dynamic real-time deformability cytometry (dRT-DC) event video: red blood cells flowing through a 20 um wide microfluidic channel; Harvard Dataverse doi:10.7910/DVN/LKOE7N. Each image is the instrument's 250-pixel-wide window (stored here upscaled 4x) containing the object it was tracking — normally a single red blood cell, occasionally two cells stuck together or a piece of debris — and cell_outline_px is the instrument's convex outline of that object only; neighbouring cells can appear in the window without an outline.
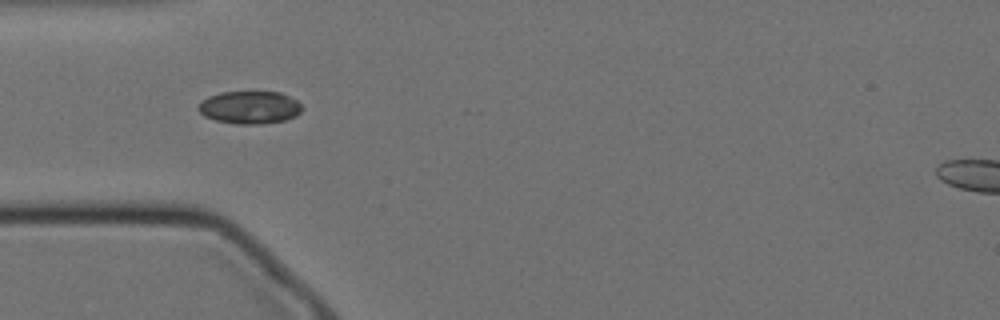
{"species": "Egyptian fruit bat (a non-hibernating species)", "species_latin": "Rousettus aegyptiacus", "temperature_condition": "cold", "stored_images_in_passage": 25, "camera_frame_rate_fps": 3000, "um_per_image_px": 0.085, "animal": {"sex": "female"}, "frame": {"image": 1, "passage_image": 1, "time_ms": 0.0, "image_size_px": [1000, 320], "cell_outline_px": [[304, 108], [296, 116], [284, 120], [260, 124], [236, 124], [216, 120], [204, 116], [196, 108], [208, 96], [220, 92], [280, 92], [296, 100]], "centroid_in_image_um": [21.23, 9.13], "position_along_channel_um": 63.8, "area_um2": 19.71}}